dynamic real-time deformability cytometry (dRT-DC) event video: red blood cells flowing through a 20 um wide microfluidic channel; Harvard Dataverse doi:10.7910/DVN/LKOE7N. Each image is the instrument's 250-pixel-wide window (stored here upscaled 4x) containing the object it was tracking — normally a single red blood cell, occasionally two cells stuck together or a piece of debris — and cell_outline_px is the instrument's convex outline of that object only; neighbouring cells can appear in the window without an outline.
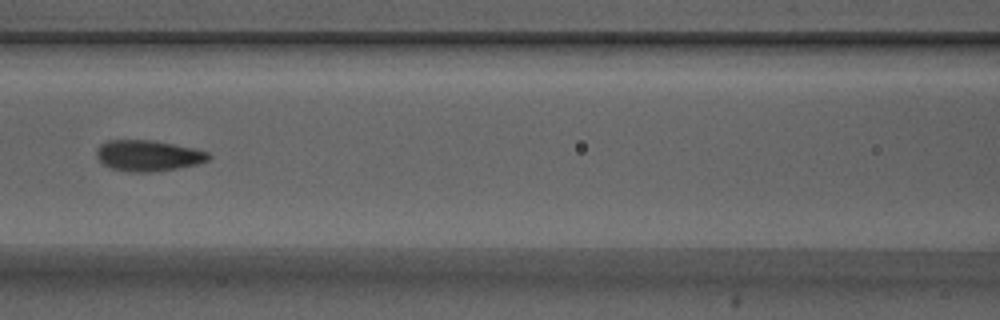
{"species": "Egyptian fruit bat (a non-hibernating species)", "species_latin": "Rousettus aegyptiacus", "temperature_condition": "warm", "stored_images_in_passage": 20, "camera_frame_rate_fps": 3000, "um_per_image_px": 0.085, "animal": {"sex": "male"}, "frame": {"image": 1, "passage_image": 17, "time_ms": 5.333, "image_size_px": [1000, 320], "cell_outline_px": [[212, 156], [208, 160], [196, 164], [176, 168], [152, 172], [132, 172], [112, 168], [104, 164], [96, 156], [96, 148], [100, 144], [108, 140], [156, 140], [192, 148], [208, 152]], "centroid_in_image_um": [12.57, 13.21], "position_along_channel_um": 154.0, "area_um2": 20.11}}